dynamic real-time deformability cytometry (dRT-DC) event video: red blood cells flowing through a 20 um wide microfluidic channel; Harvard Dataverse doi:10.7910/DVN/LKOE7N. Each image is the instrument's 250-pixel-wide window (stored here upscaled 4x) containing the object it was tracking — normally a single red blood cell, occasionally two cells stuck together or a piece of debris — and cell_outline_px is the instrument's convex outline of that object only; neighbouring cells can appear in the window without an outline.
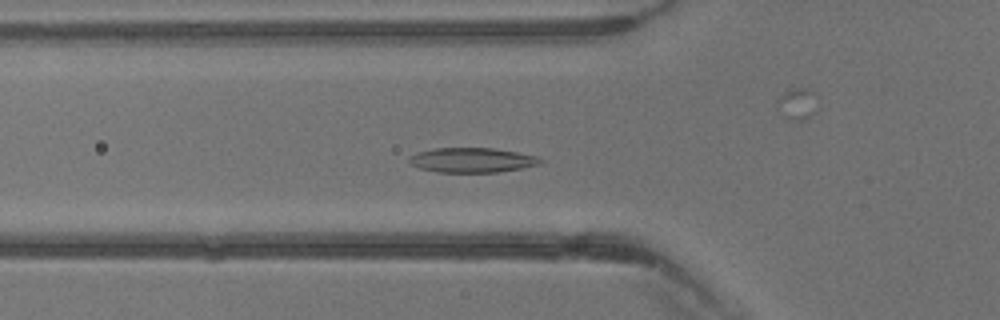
{"species": "common noctule bat (a hibernating species)", "species_latin": "Nyctalus noctula", "temperature_condition": "warm", "stored_images_in_passage": 29, "camera_frame_rate_fps": 3000, "um_per_image_px": 0.085, "animal": {"sex": "male", "body_mass_g": 13.3}, "frame": {"image": 1, "passage_image": 2, "time_ms": 0.333, "image_size_px": [1000, 320], "cell_outline_px": [[544, 160], [540, 164], [524, 168], [496, 172], [436, 172], [420, 168], [412, 164], [408, 160], [408, 156], [416, 152], [436, 148], [492, 148], [516, 152], [536, 156]], "centroid_in_image_um": [40.11, 13.61], "position_along_channel_um": 85.7, "area_um2": 18.9}}
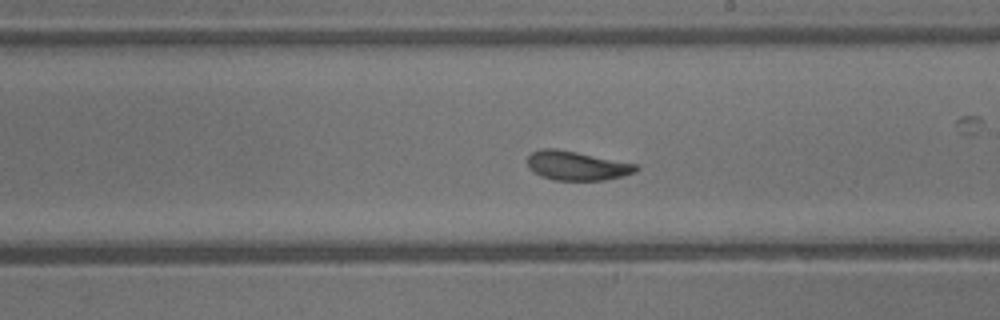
{"frame": {"image": 2, "passage_image": 11, "time_ms": 3.333, "image_size_px": [1000, 320], "cell_outline_px": [[640, 168], [636, 172], [624, 176], [604, 180], [552, 180], [540, 176], [532, 172], [528, 168], [528, 156], [532, 152], [540, 148], [556, 148], [636, 164]], "centroid_in_image_um": [49.0, 14.09], "position_along_channel_um": 240.0, "area_um2": 18.55}}
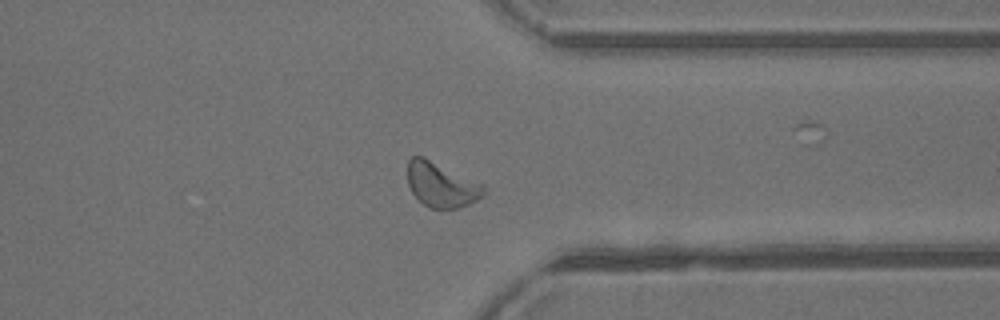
{"frame": {"image": 3, "passage_image": 19, "time_ms": 6.0, "image_size_px": [1000, 320], "cell_outline_px": [[484, 196], [460, 208], [428, 208], [412, 192], [408, 184], [408, 160], [412, 156], [424, 156], [484, 184]], "centroid_in_image_um": [37.52, 15.69], "position_along_channel_um": 373.9, "area_um2": 19.88}}